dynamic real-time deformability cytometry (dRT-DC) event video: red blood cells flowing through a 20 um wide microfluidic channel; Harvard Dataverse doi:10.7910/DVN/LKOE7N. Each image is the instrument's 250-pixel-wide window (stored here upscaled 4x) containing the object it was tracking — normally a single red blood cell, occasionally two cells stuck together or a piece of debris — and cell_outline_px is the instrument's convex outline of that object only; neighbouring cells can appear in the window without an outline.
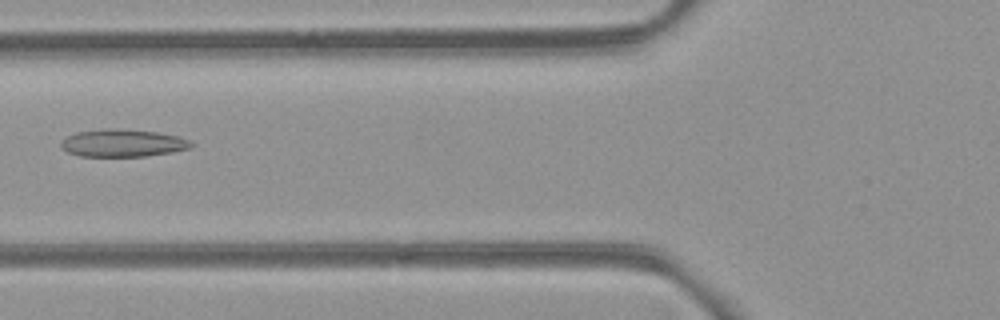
{"species": "common noctule bat (a hibernating species)", "species_latin": "Nyctalus noctula", "temperature_condition": "room temperature", "stored_images_in_passage": 3, "camera_frame_rate_fps": 3000, "um_per_image_px": 0.085, "animal": {"sex": "female", "body_mass_g": 21.9}, "frame": {"image": 1, "passage_image": 3, "time_ms": 2.333, "image_size_px": [1000, 320], "cell_outline_px": [[196, 144], [188, 148], [172, 152], [144, 156], [80, 156], [68, 152], [60, 144], [64, 136], [76, 132], [104, 128], [116, 128], [156, 132], [176, 136], [188, 140]], "centroid_in_image_um": [10.39, 12.15], "position_along_channel_um": 115.4, "area_um2": 20.81}}